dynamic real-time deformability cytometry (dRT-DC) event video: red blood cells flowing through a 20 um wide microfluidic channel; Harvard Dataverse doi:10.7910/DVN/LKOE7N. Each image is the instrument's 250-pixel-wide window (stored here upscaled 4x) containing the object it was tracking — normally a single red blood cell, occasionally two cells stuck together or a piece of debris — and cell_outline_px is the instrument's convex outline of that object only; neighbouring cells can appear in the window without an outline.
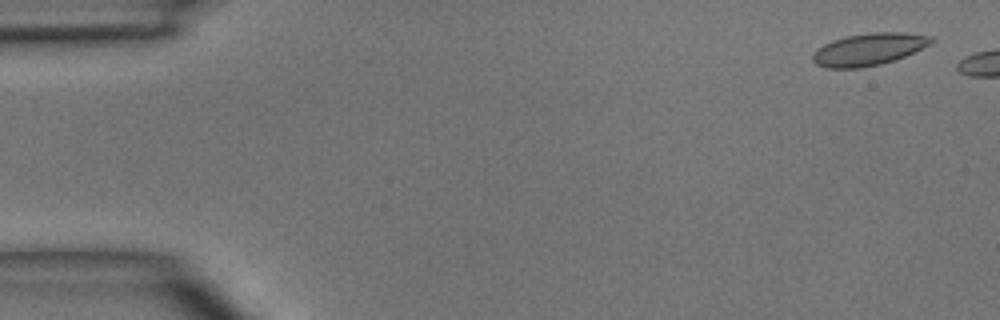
{"species": "common noctule bat (a hibernating species)", "species_latin": "Nyctalus noctula", "temperature_condition": "room temperature", "stored_images_in_passage": 2, "camera_frame_rate_fps": 3000, "um_per_image_px": 0.085, "animal": {"sex": "male", "body_mass_g": 15.6}, "frame": {"image": 1, "passage_image": 1, "time_ms": 0.0, "image_size_px": [1000, 320], "cell_outline_px": [[936, 40], [932, 44], [904, 56], [880, 64], [860, 68], [828, 68], [816, 64], [812, 60], [812, 52], [816, 48], [832, 40], [844, 36], [872, 32], [904, 32], [932, 36]], "centroid_in_image_um": [73.84, 4.18], "position_along_channel_um": 11.2, "area_um2": 22.43}}